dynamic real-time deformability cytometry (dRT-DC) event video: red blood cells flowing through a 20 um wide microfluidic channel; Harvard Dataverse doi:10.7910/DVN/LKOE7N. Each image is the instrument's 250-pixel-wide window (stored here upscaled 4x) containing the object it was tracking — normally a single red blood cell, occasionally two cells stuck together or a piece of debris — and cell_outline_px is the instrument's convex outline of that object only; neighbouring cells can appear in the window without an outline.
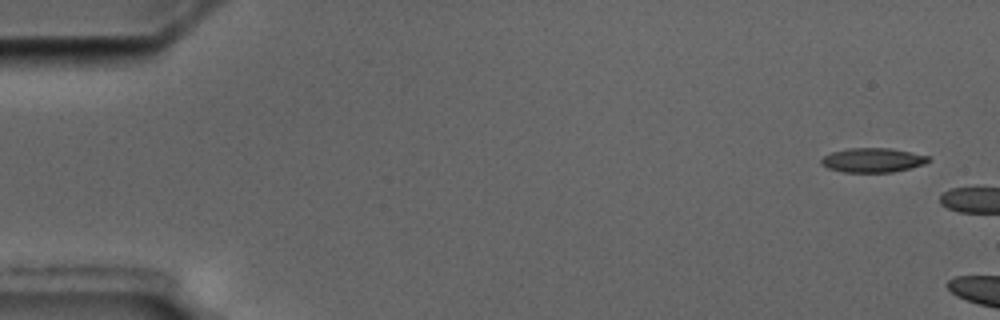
{"species": "common noctule bat (a hibernating species)", "species_latin": "Nyctalus noctula", "temperature_condition": "cold", "stored_images_in_passage": 4, "camera_frame_rate_fps": 3000, "um_per_image_px": 0.085, "animal": {"sex": "male", "body_mass_g": 17.5, "forearm_length_mm": 52.3}, "frame": {"image": 1, "passage_image": 1, "time_ms": 0.0, "image_size_px": [1000, 320], "cell_outline_px": [[932, 160], [924, 164], [892, 172], [844, 172], [828, 168], [820, 164], [820, 160], [824, 156], [832, 152], [848, 148], [888, 148], [928, 156]], "centroid_in_image_um": [74.15, 13.61], "position_along_channel_um": 10.9, "area_um2": 15.03}}